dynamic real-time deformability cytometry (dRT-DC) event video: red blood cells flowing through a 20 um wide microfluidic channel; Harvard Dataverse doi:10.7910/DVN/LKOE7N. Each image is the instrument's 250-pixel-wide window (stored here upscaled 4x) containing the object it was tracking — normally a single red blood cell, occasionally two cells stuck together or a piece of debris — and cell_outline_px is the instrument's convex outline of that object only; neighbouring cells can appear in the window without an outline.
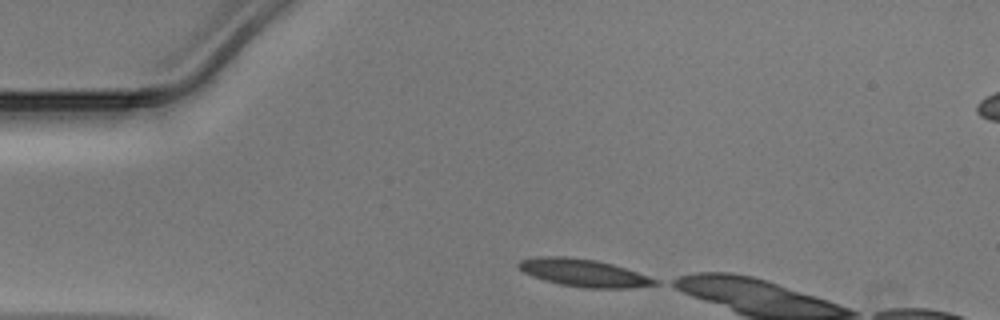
{"species": "Egyptian fruit bat (a non-hibernating species)", "species_latin": "Rousettus aegyptiacus", "temperature_condition": "warm", "stored_images_in_passage": 5, "camera_frame_rate_fps": 3000, "um_per_image_px": 0.085, "animal": {"sex": "male"}, "frame": {"image": 1, "passage_image": 1, "time_ms": 0.0, "image_size_px": [1000, 320], "cell_outline_px": [[660, 284], [628, 288], [588, 288], [560, 284], [544, 280], [524, 272], [516, 264], [520, 260], [540, 256], [564, 256], [596, 260], [612, 264], [660, 280]], "centroid_in_image_um": [49.63, 23.19], "position_along_channel_um": 35.4, "area_um2": 21.68}}